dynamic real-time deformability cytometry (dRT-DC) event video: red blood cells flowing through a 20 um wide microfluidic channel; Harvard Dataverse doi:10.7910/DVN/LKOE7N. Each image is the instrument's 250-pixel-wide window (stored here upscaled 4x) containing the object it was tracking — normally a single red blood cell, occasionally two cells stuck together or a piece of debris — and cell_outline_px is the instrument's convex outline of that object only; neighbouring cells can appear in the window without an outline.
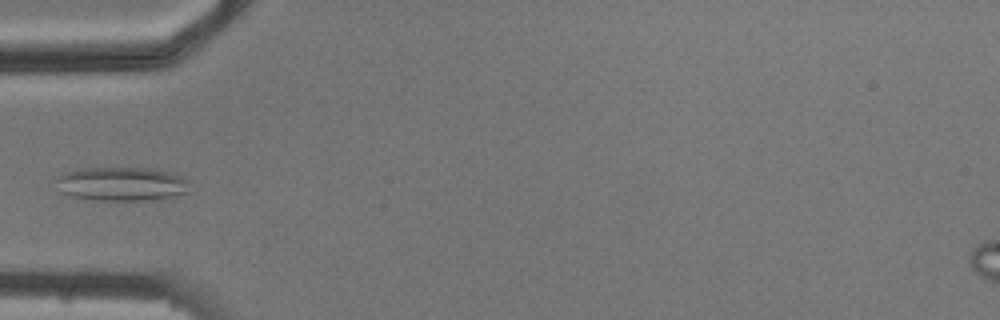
{"species": "common noctule bat (a hibernating species)", "species_latin": "Nyctalus noctula", "temperature_condition": "cold", "stored_images_in_passage": 4, "camera_frame_rate_fps": 3000, "um_per_image_px": 0.085, "animal": {"sex": "male", "body_mass_g": 20.5, "forearm_length_mm": 52.5}, "frame": {"image": 1, "passage_image": 4, "time_ms": 4.667, "image_size_px": [1000, 320], "cell_outline_px": [[192, 192], [152, 200], [96, 200], [68, 196], [60, 192], [56, 180], [56, 176], [64, 172], [76, 168], [152, 168], [168, 172], [180, 176], [188, 180]], "centroid_in_image_um": [10.32, 15.63], "position_along_channel_um": 74.7, "area_um2": 26.76}}